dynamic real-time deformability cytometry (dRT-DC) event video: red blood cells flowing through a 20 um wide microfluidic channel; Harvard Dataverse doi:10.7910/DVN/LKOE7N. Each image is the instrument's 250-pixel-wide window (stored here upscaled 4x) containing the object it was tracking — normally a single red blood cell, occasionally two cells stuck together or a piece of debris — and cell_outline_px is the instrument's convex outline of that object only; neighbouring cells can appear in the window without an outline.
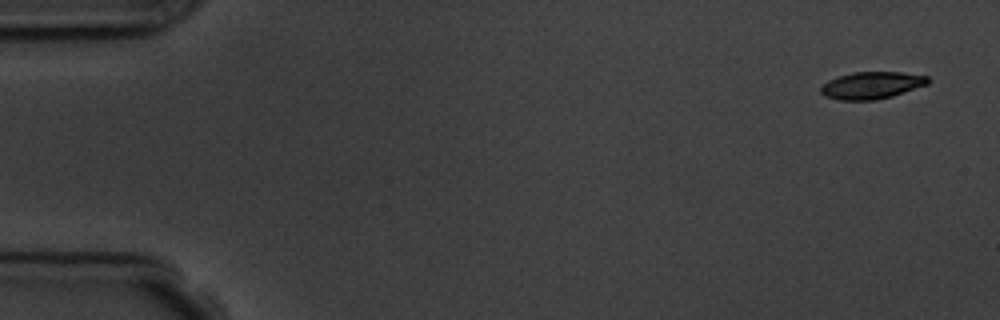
{"species": "common noctule bat (a hibernating species)", "species_latin": "Nyctalus noctula", "temperature_condition": "room temperature", "stored_images_in_passage": 5, "camera_frame_rate_fps": 3000, "um_per_image_px": 0.085, "animal": {"sex": "male", "body_mass_g": 19.5, "forearm_length_mm": 54.6}, "frame": {"image": 1, "passage_image": 1, "time_ms": 0.0, "image_size_px": [1000, 320], "cell_outline_px": [[932, 80], [928, 84], [892, 96], [876, 100], [840, 100], [824, 96], [820, 92], [820, 88], [828, 80], [836, 76], [856, 72], [900, 72], [928, 76]], "centroid_in_image_um": [74.09, 7.25], "position_along_channel_um": 10.9, "area_um2": 16.99}}
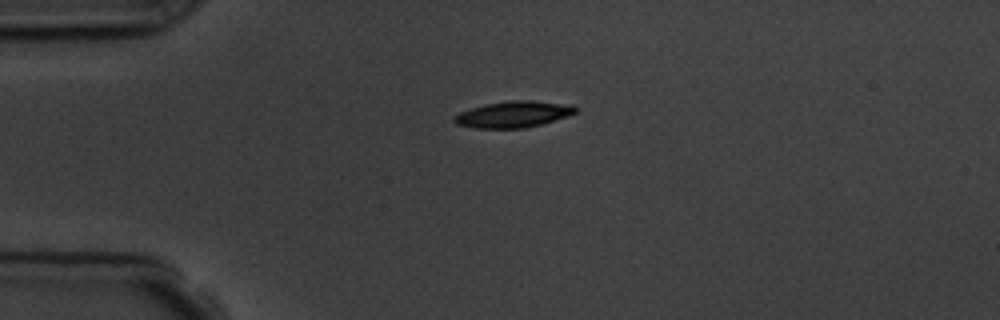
{"frame": {"image": 2, "passage_image": 4, "time_ms": 3.667, "image_size_px": [1000, 320], "cell_outline_px": [[576, 112], [568, 116], [540, 124], [524, 128], [476, 128], [456, 124], [452, 120], [460, 112], [484, 104], [508, 100], [532, 100], [572, 104], [576, 108]], "centroid_in_image_um": [43.65, 9.7], "position_along_channel_um": 41.4, "area_um2": 18.55}}